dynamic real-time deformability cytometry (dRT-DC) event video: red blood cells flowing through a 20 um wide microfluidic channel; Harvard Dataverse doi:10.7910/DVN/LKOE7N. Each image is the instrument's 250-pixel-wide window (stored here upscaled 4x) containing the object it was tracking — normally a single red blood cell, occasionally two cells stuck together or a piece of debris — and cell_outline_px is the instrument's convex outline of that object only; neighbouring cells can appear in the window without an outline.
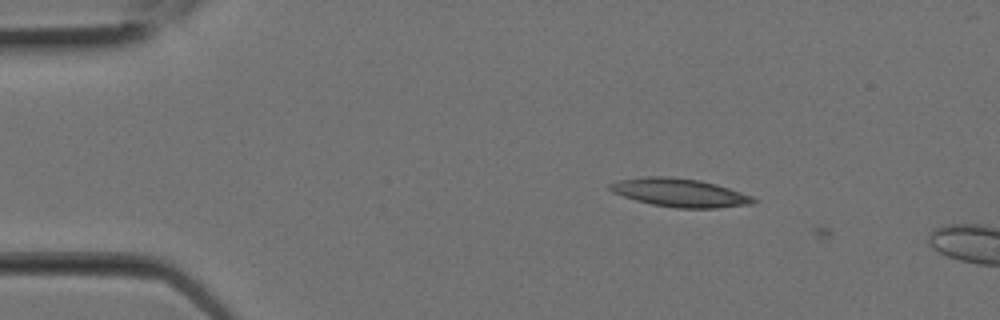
{"species": "Egyptian fruit bat (a non-hibernating species)", "species_latin": "Rousettus aegyptiacus", "temperature_condition": "room temperature", "stored_images_in_passage": 3, "camera_frame_rate_fps": 3000, "um_per_image_px": 0.085, "animal": {"sex": "female"}, "frame": {"image": 1, "passage_image": 2, "time_ms": 0.333, "image_size_px": [1000, 320], "cell_outline_px": [[760, 200], [756, 204], [716, 208], [676, 208], [652, 204], [636, 200], [612, 192], [608, 188], [608, 184], [620, 180], [644, 176], [668, 176], [700, 180], [716, 184], [752, 196]], "centroid_in_image_um": [57.82, 16.38], "position_along_channel_um": 27.2, "area_um2": 23.81}}